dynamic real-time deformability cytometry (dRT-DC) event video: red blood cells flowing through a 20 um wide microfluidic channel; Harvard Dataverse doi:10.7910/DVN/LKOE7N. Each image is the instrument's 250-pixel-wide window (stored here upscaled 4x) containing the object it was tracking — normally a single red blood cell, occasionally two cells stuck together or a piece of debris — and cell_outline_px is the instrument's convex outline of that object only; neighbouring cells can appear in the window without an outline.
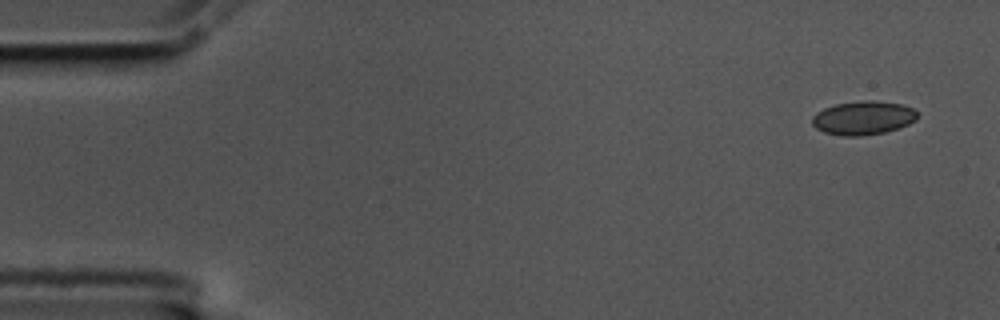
{"species": "common noctule bat (a hibernating species)", "species_latin": "Nyctalus noctula", "temperature_condition": "cold", "stored_images_in_passage": 3, "camera_frame_rate_fps": 3000, "um_per_image_px": 0.085, "animal": {"sex": "male", "body_mass_g": 17.5, "forearm_length_mm": 52.3}, "frame": {"image": 1, "passage_image": 1, "time_ms": 0.0, "image_size_px": [1000, 320], "cell_outline_px": [[916, 120], [900, 128], [884, 132], [860, 136], [840, 136], [824, 132], [816, 128], [812, 124], [812, 116], [816, 112], [824, 108], [836, 104], [864, 100], [872, 100], [900, 104], [912, 108], [916, 112]], "centroid_in_image_um": [73.34, 10.03], "position_along_channel_um": 11.7, "area_um2": 20.63}}